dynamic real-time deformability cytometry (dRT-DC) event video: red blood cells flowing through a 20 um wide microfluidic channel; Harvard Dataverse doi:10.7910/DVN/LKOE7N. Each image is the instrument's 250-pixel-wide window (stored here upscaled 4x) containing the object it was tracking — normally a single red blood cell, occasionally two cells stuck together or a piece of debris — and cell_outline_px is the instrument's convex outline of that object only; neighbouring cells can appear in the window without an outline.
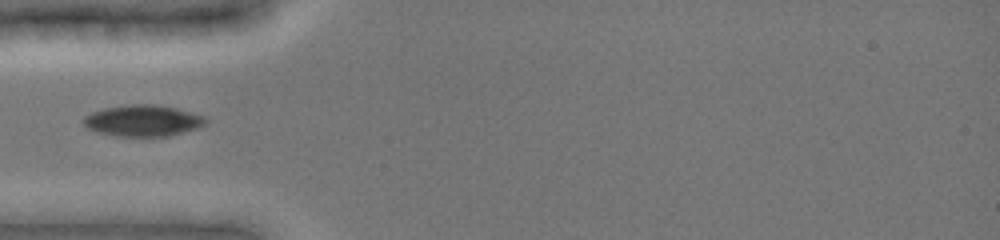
{"species": "common noctule bat (a hibernating species)", "species_latin": "Nyctalus noctula", "temperature_condition": "cold", "stored_images_in_passage": 5, "camera_frame_rate_fps": 3000, "um_per_image_px": 0.085, "animal": {"sex": "female", "body_mass_g": 19.0, "forearm_length_mm": 51.5}, "frame": {"image": 1, "passage_image": 1, "time_ms": 0.0, "image_size_px": [1000, 240], "cell_outline_px": [[208, 124], [200, 128], [168, 136], [116, 136], [96, 132], [88, 128], [84, 124], [84, 116], [92, 112], [104, 108], [132, 104], [156, 104], [204, 116], [208, 120]], "centroid_in_image_um": [12.16, 10.27], "position_along_channel_um": 72.8, "area_um2": 22.25}}
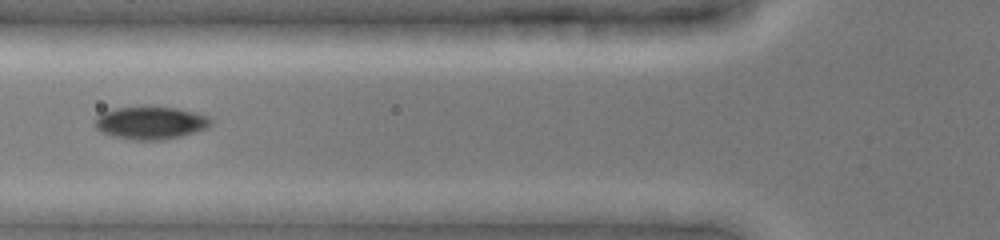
{"frame": {"image": 2, "passage_image": 4, "time_ms": 1.0, "image_size_px": [1000, 240], "cell_outline_px": [[212, 124], [208, 128], [196, 132], [164, 140], [128, 140], [112, 136], [100, 132], [96, 128], [96, 116], [104, 112], [116, 108], [180, 108], [196, 112], [208, 116], [212, 120]], "centroid_in_image_um": [12.83, 10.47], "position_along_channel_um": 113.0, "area_um2": 22.02}}